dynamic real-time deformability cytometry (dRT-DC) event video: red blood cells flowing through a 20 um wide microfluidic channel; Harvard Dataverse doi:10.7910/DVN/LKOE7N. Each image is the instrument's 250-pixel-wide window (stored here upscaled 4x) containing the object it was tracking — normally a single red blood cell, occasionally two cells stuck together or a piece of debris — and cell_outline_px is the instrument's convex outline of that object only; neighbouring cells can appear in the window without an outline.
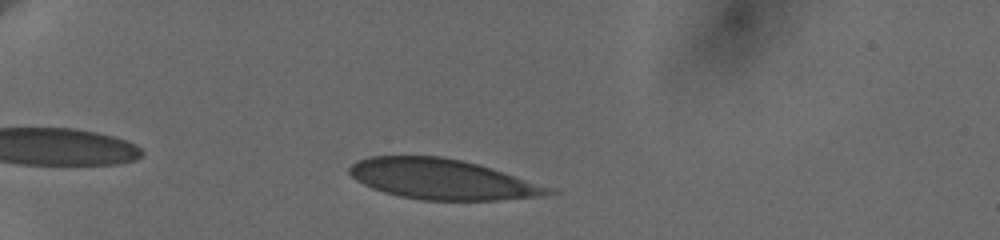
{"species": "human", "species_latin": "Homo sapiens", "temperature_condition": "cold", "stored_images_in_passage": 15, "camera_frame_rate_fps": 3000, "um_per_image_px": 0.085, "donor": {"sex": "female"}, "frame": {"image": 1, "passage_image": 8, "time_ms": 2.667, "image_size_px": [1000, 240], "cell_outline_px": [[560, 192], [540, 196], [496, 200], [420, 200], [400, 196], [384, 192], [372, 188], [356, 180], [348, 172], [348, 168], [356, 160], [368, 156], [440, 156], [460, 160], [492, 168], [556, 188]], "centroid_in_image_um": [37.61, 15.23], "position_along_channel_um": 47.4, "area_um2": 46.88}}
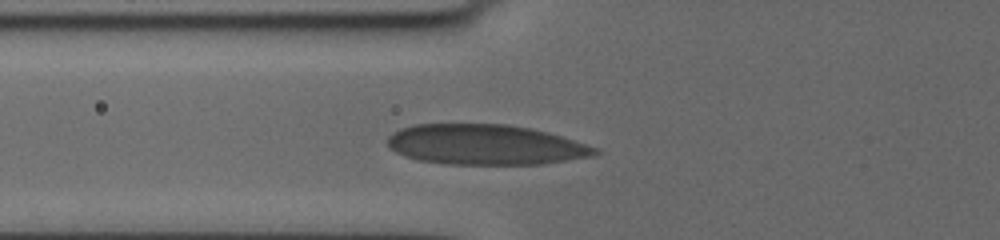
{"frame": {"image": 2, "passage_image": 14, "time_ms": 5.0, "image_size_px": [1000, 240], "cell_outline_px": [[600, 152], [592, 156], [544, 164], [444, 164], [420, 160], [404, 156], [396, 152], [388, 144], [388, 136], [392, 132], [400, 128], [416, 124], [508, 124], [548, 132], [600, 148]], "centroid_in_image_um": [41.27, 12.3], "position_along_channel_um": 84.5, "area_um2": 48.73}}